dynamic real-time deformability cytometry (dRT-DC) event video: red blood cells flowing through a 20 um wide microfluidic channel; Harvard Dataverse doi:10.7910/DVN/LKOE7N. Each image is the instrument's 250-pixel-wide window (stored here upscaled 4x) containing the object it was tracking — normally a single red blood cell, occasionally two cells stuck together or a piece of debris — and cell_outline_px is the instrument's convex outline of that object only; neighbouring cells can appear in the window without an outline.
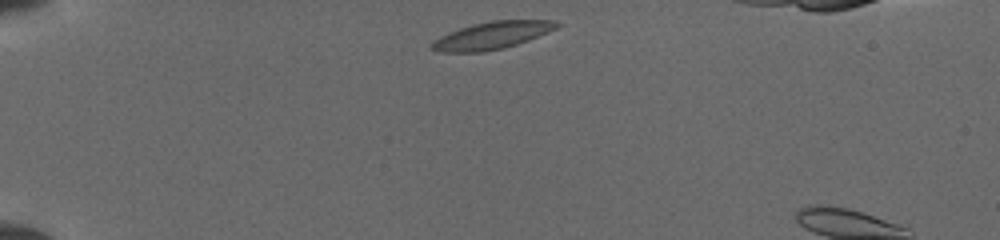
{"species": "common noctule bat (a hibernating species)", "species_latin": "Nyctalus noctula", "temperature_condition": "cold", "stored_images_in_passage": 5, "camera_frame_rate_fps": 3000, "um_per_image_px": 0.085, "animal": {"sex": "female", "body_mass_g": 19.5, "forearm_length_mm": 54.1}, "frame": {"image": 1, "passage_image": 1, "time_ms": 0.0, "image_size_px": [1000, 240], "cell_outline_px": [[560, 24], [556, 28], [548, 32], [528, 40], [504, 48], [484, 52], [440, 52], [428, 48], [428, 44], [440, 36], [448, 32], [472, 24], [492, 20], [556, 20]], "centroid_in_image_um": [41.76, 3.01], "position_along_channel_um": 43.2, "area_um2": 20.06}}